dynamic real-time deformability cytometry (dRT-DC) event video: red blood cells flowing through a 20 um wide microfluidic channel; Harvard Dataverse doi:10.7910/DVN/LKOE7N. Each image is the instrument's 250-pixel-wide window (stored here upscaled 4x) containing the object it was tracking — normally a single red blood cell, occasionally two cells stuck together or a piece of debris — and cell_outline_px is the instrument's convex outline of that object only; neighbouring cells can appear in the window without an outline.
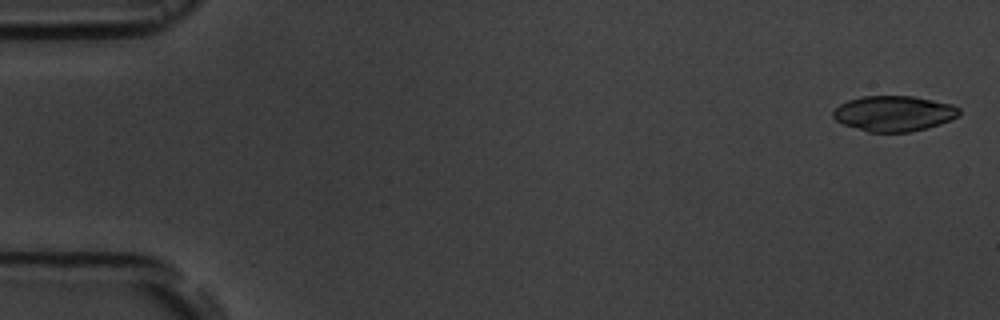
{"species": "common noctule bat (a hibernating species)", "species_latin": "Nyctalus noctula", "temperature_condition": "room temperature", "stored_images_in_passage": 5, "camera_frame_rate_fps": 3000, "um_per_image_px": 0.085, "animal": {"sex": "male", "body_mass_g": 19.5, "forearm_length_mm": 54.6}, "frame": {"image": 1, "passage_image": 1, "time_ms": 0.0, "image_size_px": [1000, 320], "cell_outline_px": [[960, 116], [940, 124], [928, 128], [908, 132], [868, 132], [844, 124], [836, 120], [832, 116], [832, 112], [840, 104], [848, 100], [860, 96], [912, 96], [952, 104], [960, 108]], "centroid_in_image_um": [75.99, 9.64], "position_along_channel_um": 9.0, "area_um2": 26.13}}